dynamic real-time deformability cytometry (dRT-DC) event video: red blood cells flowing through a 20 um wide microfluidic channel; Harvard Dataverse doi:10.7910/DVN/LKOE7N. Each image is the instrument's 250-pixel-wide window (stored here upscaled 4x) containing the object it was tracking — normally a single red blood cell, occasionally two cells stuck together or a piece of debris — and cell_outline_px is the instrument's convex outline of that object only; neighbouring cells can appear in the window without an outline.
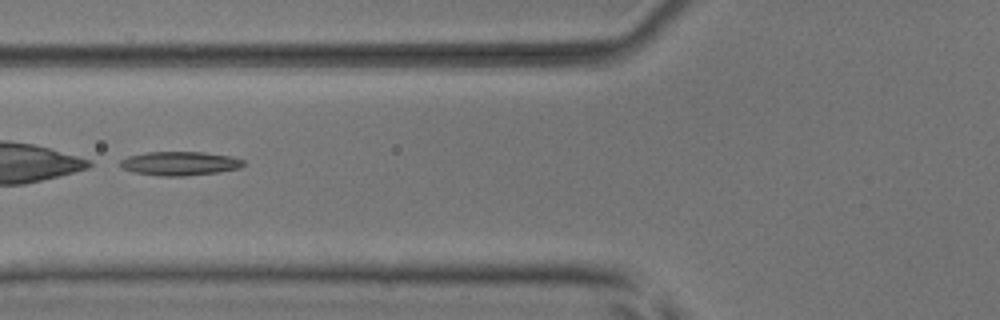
{"species": "common noctule bat (a hibernating species)", "species_latin": "Nyctalus noctula", "temperature_condition": "room temperature", "stored_images_in_passage": 52, "camera_frame_rate_fps": 3000, "um_per_image_px": 0.085, "animal": {"sex": "male", "body_mass_g": 17.9, "forearm_length_mm": 54.2}, "frame": {"image": 1, "passage_image": 21, "time_ms": 6.667, "image_size_px": [1000, 320], "cell_outline_px": [[244, 164], [240, 168], [220, 172], [184, 176], [160, 176], [132, 172], [124, 168], [120, 164], [120, 160], [128, 156], [144, 152], [204, 152], [232, 156], [244, 160]], "centroid_in_image_um": [15.3, 13.89], "position_along_channel_um": 110.5, "area_um2": 17.28}}
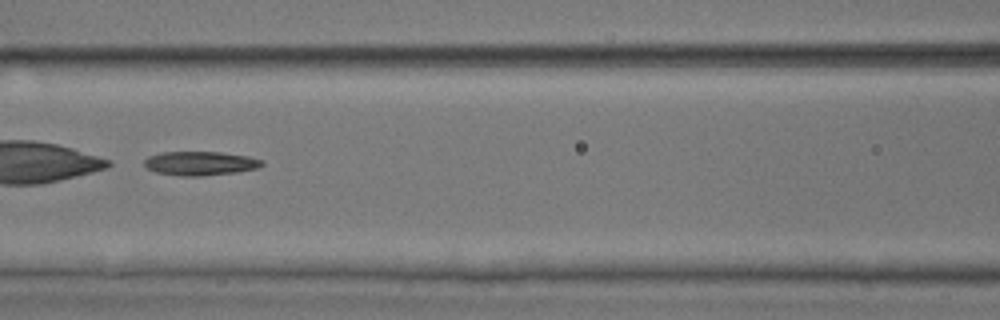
{"frame": {"image": 2, "passage_image": 24, "time_ms": 7.667, "image_size_px": [1000, 320], "cell_outline_px": [[264, 164], [256, 168], [236, 172], [204, 176], [184, 176], [156, 172], [148, 168], [144, 164], [144, 160], [148, 156], [160, 152], [220, 152], [248, 156], [264, 160]], "centroid_in_image_um": [17.03, 13.88], "position_along_channel_um": 149.6, "area_um2": 16.42}}